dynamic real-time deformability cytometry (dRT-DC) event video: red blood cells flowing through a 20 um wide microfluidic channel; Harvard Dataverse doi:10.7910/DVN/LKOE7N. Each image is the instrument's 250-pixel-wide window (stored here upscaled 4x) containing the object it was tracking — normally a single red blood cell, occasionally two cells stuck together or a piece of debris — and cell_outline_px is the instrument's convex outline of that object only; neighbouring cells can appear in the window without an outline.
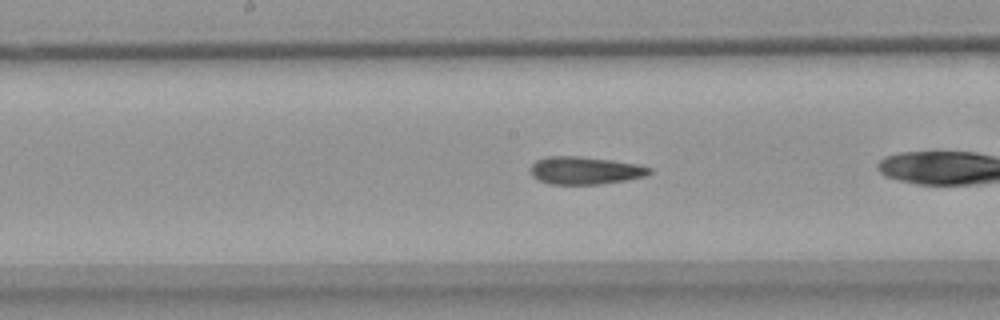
{"species": "common noctule bat (a hibernating species)", "species_latin": "Nyctalus noctula", "temperature_condition": "warm", "stored_images_in_passage": 26, "camera_frame_rate_fps": 3000, "um_per_image_px": 0.085, "animal": {"sex": "female", "body_mass_g": 18.4}, "frame": {"image": 1, "passage_image": 12, "time_ms": 3.667, "image_size_px": [1000, 320], "cell_outline_px": [[652, 172], [648, 176], [628, 180], [600, 184], [548, 184], [532, 176], [532, 164], [536, 160], [548, 156], [580, 156], [612, 160], [636, 164], [652, 168]], "centroid_in_image_um": [49.77, 14.49], "position_along_channel_um": 198.4, "area_um2": 19.25}}
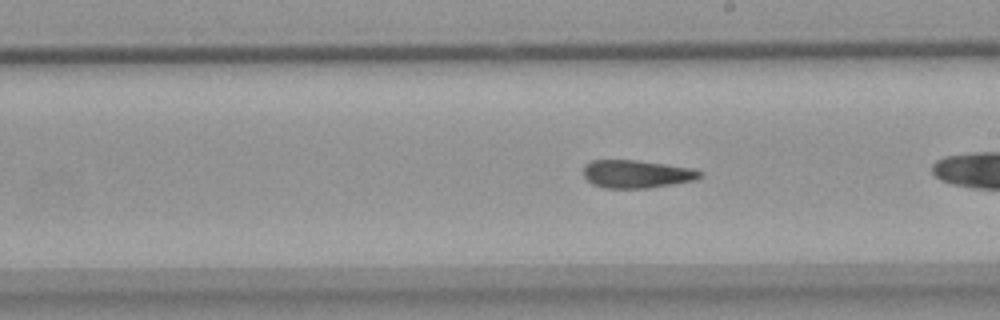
{"frame": {"image": 2, "passage_image": 15, "time_ms": 4.667, "image_size_px": [1000, 320], "cell_outline_px": [[704, 176], [696, 180], [648, 188], [604, 188], [592, 184], [584, 176], [584, 164], [592, 160], [636, 160], [692, 168], [704, 172]], "centroid_in_image_um": [54.13, 14.79], "position_along_channel_um": 234.9, "area_um2": 19.07}}
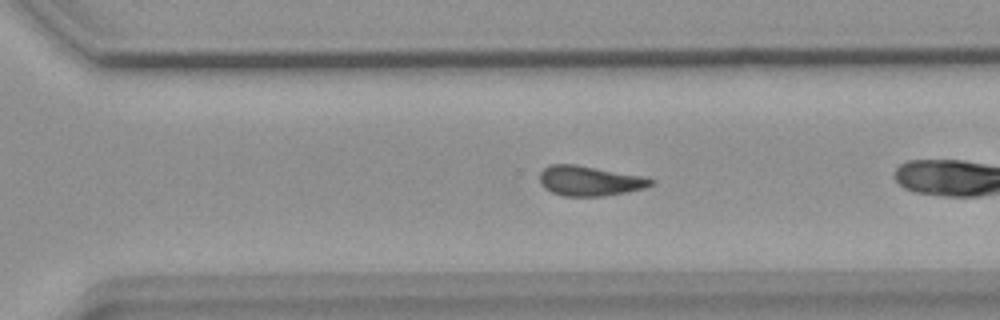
{"frame": {"image": 3, "passage_image": 22, "time_ms": 7.0, "image_size_px": [1000, 320], "cell_outline_px": [[656, 180], [652, 184], [644, 188], [624, 192], [600, 196], [560, 196], [544, 188], [540, 184], [540, 172], [548, 164], [576, 164], [644, 176]], "centroid_in_image_um": [50.08, 15.36], "position_along_channel_um": 320.5, "area_um2": 19.48}}